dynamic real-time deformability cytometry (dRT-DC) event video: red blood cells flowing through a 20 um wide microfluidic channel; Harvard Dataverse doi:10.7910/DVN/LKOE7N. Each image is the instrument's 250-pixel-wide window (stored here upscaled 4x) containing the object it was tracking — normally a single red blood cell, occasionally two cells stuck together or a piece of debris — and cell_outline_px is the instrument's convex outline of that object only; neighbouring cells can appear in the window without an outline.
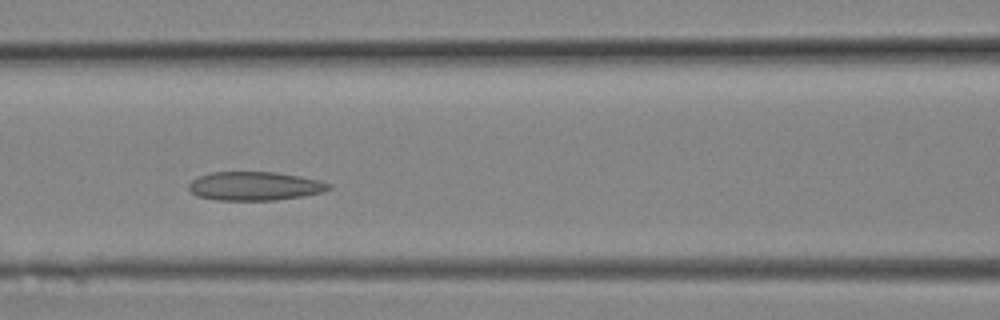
{"species": "Egyptian fruit bat (a non-hibernating species)", "species_latin": "Rousettus aegyptiacus", "temperature_condition": "room temperature", "stored_images_in_passage": 7, "camera_frame_rate_fps": 3000, "um_per_image_px": 0.085, "animal": {"sex": "female"}, "frame": {"image": 1, "passage_image": 6, "time_ms": 1.667, "image_size_px": [1000, 320], "cell_outline_px": [[332, 188], [324, 192], [300, 196], [272, 200], [216, 200], [196, 196], [188, 188], [188, 184], [192, 180], [200, 176], [212, 172], [276, 172], [300, 176], [320, 180], [332, 184]], "centroid_in_image_um": [21.67, 15.81], "position_along_channel_um": 144.9, "area_um2": 23.47}}
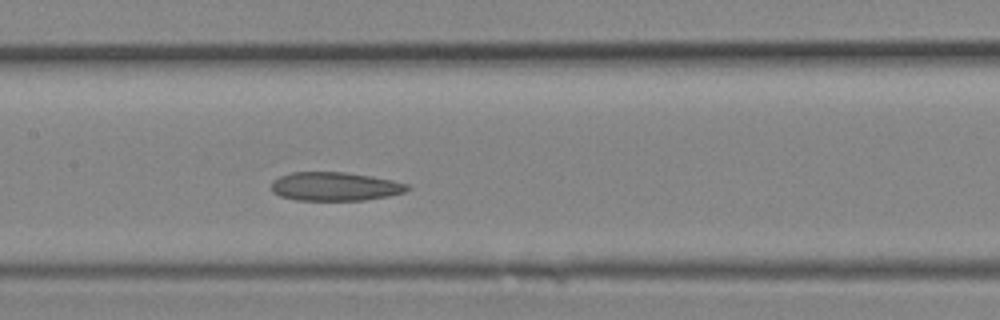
{"frame": {"image": 2, "passage_image": 7, "time_ms": 2.0, "image_size_px": [1000, 320], "cell_outline_px": [[412, 188], [404, 192], [388, 196], [364, 200], [296, 200], [280, 196], [272, 192], [272, 180], [280, 176], [292, 172], [344, 172], [372, 176], [392, 180], [408, 184]], "centroid_in_image_um": [28.47, 15.85], "position_along_channel_um": 178.9, "area_um2": 22.77}}